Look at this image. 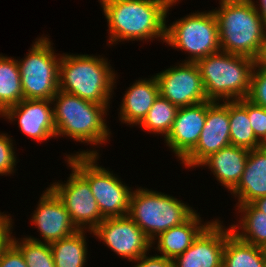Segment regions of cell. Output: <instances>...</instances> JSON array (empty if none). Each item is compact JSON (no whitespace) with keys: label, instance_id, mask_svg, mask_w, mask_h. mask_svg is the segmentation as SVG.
I'll list each match as a JSON object with an SVG mask.
<instances>
[{"label":"cell","instance_id":"1","mask_svg":"<svg viewBox=\"0 0 266 267\" xmlns=\"http://www.w3.org/2000/svg\"><path fill=\"white\" fill-rule=\"evenodd\" d=\"M110 31L109 44L121 40L166 39V15L178 0H100Z\"/></svg>","mask_w":266,"mask_h":267},{"label":"cell","instance_id":"2","mask_svg":"<svg viewBox=\"0 0 266 267\" xmlns=\"http://www.w3.org/2000/svg\"><path fill=\"white\" fill-rule=\"evenodd\" d=\"M221 51L255 59L266 33L263 19L252 0H221L213 10Z\"/></svg>","mask_w":266,"mask_h":267},{"label":"cell","instance_id":"3","mask_svg":"<svg viewBox=\"0 0 266 267\" xmlns=\"http://www.w3.org/2000/svg\"><path fill=\"white\" fill-rule=\"evenodd\" d=\"M59 90L96 104L109 106L115 74L103 57L68 55L59 62Z\"/></svg>","mask_w":266,"mask_h":267},{"label":"cell","instance_id":"4","mask_svg":"<svg viewBox=\"0 0 266 267\" xmlns=\"http://www.w3.org/2000/svg\"><path fill=\"white\" fill-rule=\"evenodd\" d=\"M208 101L248 97L254 59L218 51L196 62Z\"/></svg>","mask_w":266,"mask_h":267},{"label":"cell","instance_id":"5","mask_svg":"<svg viewBox=\"0 0 266 267\" xmlns=\"http://www.w3.org/2000/svg\"><path fill=\"white\" fill-rule=\"evenodd\" d=\"M52 102H55L53 119L56 137L67 135L76 141L93 145L105 143L110 137L103 117L107 114V106L83 100L62 90L57 91Z\"/></svg>","mask_w":266,"mask_h":267},{"label":"cell","instance_id":"6","mask_svg":"<svg viewBox=\"0 0 266 267\" xmlns=\"http://www.w3.org/2000/svg\"><path fill=\"white\" fill-rule=\"evenodd\" d=\"M66 158L69 167H73L89 183L104 219L128 215L132 191L113 173L96 164L97 151H81Z\"/></svg>","mask_w":266,"mask_h":267},{"label":"cell","instance_id":"7","mask_svg":"<svg viewBox=\"0 0 266 267\" xmlns=\"http://www.w3.org/2000/svg\"><path fill=\"white\" fill-rule=\"evenodd\" d=\"M195 212L188 205L170 195L138 188L131 194L128 216L153 244L156 236L183 224Z\"/></svg>","mask_w":266,"mask_h":267},{"label":"cell","instance_id":"8","mask_svg":"<svg viewBox=\"0 0 266 267\" xmlns=\"http://www.w3.org/2000/svg\"><path fill=\"white\" fill-rule=\"evenodd\" d=\"M165 42L188 52L190 59L185 62L191 63L220 51L218 24L213 11L192 13L173 22L166 27Z\"/></svg>","mask_w":266,"mask_h":267},{"label":"cell","instance_id":"9","mask_svg":"<svg viewBox=\"0 0 266 267\" xmlns=\"http://www.w3.org/2000/svg\"><path fill=\"white\" fill-rule=\"evenodd\" d=\"M47 37L39 38L26 58L18 61L24 99L52 100L59 90L60 57Z\"/></svg>","mask_w":266,"mask_h":267},{"label":"cell","instance_id":"10","mask_svg":"<svg viewBox=\"0 0 266 267\" xmlns=\"http://www.w3.org/2000/svg\"><path fill=\"white\" fill-rule=\"evenodd\" d=\"M71 168L72 173L65 184L57 182L51 184L50 188L64 203L77 229L86 228L92 232L104 218L98 209L89 183L73 167Z\"/></svg>","mask_w":266,"mask_h":267},{"label":"cell","instance_id":"11","mask_svg":"<svg viewBox=\"0 0 266 267\" xmlns=\"http://www.w3.org/2000/svg\"><path fill=\"white\" fill-rule=\"evenodd\" d=\"M159 94L178 108L207 101L196 63L184 62L155 75Z\"/></svg>","mask_w":266,"mask_h":267},{"label":"cell","instance_id":"12","mask_svg":"<svg viewBox=\"0 0 266 267\" xmlns=\"http://www.w3.org/2000/svg\"><path fill=\"white\" fill-rule=\"evenodd\" d=\"M91 233L129 261L147 254L152 245V241L128 215L106 218Z\"/></svg>","mask_w":266,"mask_h":267},{"label":"cell","instance_id":"13","mask_svg":"<svg viewBox=\"0 0 266 267\" xmlns=\"http://www.w3.org/2000/svg\"><path fill=\"white\" fill-rule=\"evenodd\" d=\"M207 100L204 127L195 148L182 160L187 167H198L212 153L231 145L229 101L219 104Z\"/></svg>","mask_w":266,"mask_h":267},{"label":"cell","instance_id":"14","mask_svg":"<svg viewBox=\"0 0 266 267\" xmlns=\"http://www.w3.org/2000/svg\"><path fill=\"white\" fill-rule=\"evenodd\" d=\"M212 221L181 255L174 260V267H222L223 249L231 228L224 229Z\"/></svg>","mask_w":266,"mask_h":267},{"label":"cell","instance_id":"15","mask_svg":"<svg viewBox=\"0 0 266 267\" xmlns=\"http://www.w3.org/2000/svg\"><path fill=\"white\" fill-rule=\"evenodd\" d=\"M52 103V100L46 99H23L7 108L1 116L11 121L17 118L25 135L42 142L56 137Z\"/></svg>","mask_w":266,"mask_h":267},{"label":"cell","instance_id":"16","mask_svg":"<svg viewBox=\"0 0 266 267\" xmlns=\"http://www.w3.org/2000/svg\"><path fill=\"white\" fill-rule=\"evenodd\" d=\"M31 220L40 231L44 243L67 238L78 231L64 203L50 187L40 197Z\"/></svg>","mask_w":266,"mask_h":267},{"label":"cell","instance_id":"17","mask_svg":"<svg viewBox=\"0 0 266 267\" xmlns=\"http://www.w3.org/2000/svg\"><path fill=\"white\" fill-rule=\"evenodd\" d=\"M206 114L207 101L178 109L172 129L165 140L179 160L182 161L198 143Z\"/></svg>","mask_w":266,"mask_h":267},{"label":"cell","instance_id":"18","mask_svg":"<svg viewBox=\"0 0 266 267\" xmlns=\"http://www.w3.org/2000/svg\"><path fill=\"white\" fill-rule=\"evenodd\" d=\"M238 196V205L266 196V147L249 150L244 172L231 190Z\"/></svg>","mask_w":266,"mask_h":267},{"label":"cell","instance_id":"19","mask_svg":"<svg viewBox=\"0 0 266 267\" xmlns=\"http://www.w3.org/2000/svg\"><path fill=\"white\" fill-rule=\"evenodd\" d=\"M248 154V149L229 145L212 153L200 166H209L219 183L231 192L244 172Z\"/></svg>","mask_w":266,"mask_h":267},{"label":"cell","instance_id":"20","mask_svg":"<svg viewBox=\"0 0 266 267\" xmlns=\"http://www.w3.org/2000/svg\"><path fill=\"white\" fill-rule=\"evenodd\" d=\"M127 90L120 107V119L129 125H139L159 95L157 79L153 76L149 80H138Z\"/></svg>","mask_w":266,"mask_h":267},{"label":"cell","instance_id":"21","mask_svg":"<svg viewBox=\"0 0 266 267\" xmlns=\"http://www.w3.org/2000/svg\"><path fill=\"white\" fill-rule=\"evenodd\" d=\"M201 218L196 212L183 224L172 227L158 236L157 248L161 252L160 256L174 260L181 255L198 235L211 223L207 222L204 225L201 223Z\"/></svg>","mask_w":266,"mask_h":267},{"label":"cell","instance_id":"22","mask_svg":"<svg viewBox=\"0 0 266 267\" xmlns=\"http://www.w3.org/2000/svg\"><path fill=\"white\" fill-rule=\"evenodd\" d=\"M230 143L248 150L263 144L256 138L248 117V99L229 101Z\"/></svg>","mask_w":266,"mask_h":267},{"label":"cell","instance_id":"23","mask_svg":"<svg viewBox=\"0 0 266 267\" xmlns=\"http://www.w3.org/2000/svg\"><path fill=\"white\" fill-rule=\"evenodd\" d=\"M222 267H266L265 250L240 240L231 232L226 237Z\"/></svg>","mask_w":266,"mask_h":267},{"label":"cell","instance_id":"24","mask_svg":"<svg viewBox=\"0 0 266 267\" xmlns=\"http://www.w3.org/2000/svg\"><path fill=\"white\" fill-rule=\"evenodd\" d=\"M84 230L50 243L55 267H84L87 247ZM84 234V235H83Z\"/></svg>","mask_w":266,"mask_h":267},{"label":"cell","instance_id":"25","mask_svg":"<svg viewBox=\"0 0 266 267\" xmlns=\"http://www.w3.org/2000/svg\"><path fill=\"white\" fill-rule=\"evenodd\" d=\"M243 213L240 227L231 225L230 228L240 240L258 247H266V214L256 209L251 203L237 205ZM242 228V232L238 231Z\"/></svg>","mask_w":266,"mask_h":267},{"label":"cell","instance_id":"26","mask_svg":"<svg viewBox=\"0 0 266 267\" xmlns=\"http://www.w3.org/2000/svg\"><path fill=\"white\" fill-rule=\"evenodd\" d=\"M23 99L17 60L0 54V115Z\"/></svg>","mask_w":266,"mask_h":267},{"label":"cell","instance_id":"27","mask_svg":"<svg viewBox=\"0 0 266 267\" xmlns=\"http://www.w3.org/2000/svg\"><path fill=\"white\" fill-rule=\"evenodd\" d=\"M178 109L177 106L159 94L139 125L146 131L164 134V138H166L172 129Z\"/></svg>","mask_w":266,"mask_h":267},{"label":"cell","instance_id":"28","mask_svg":"<svg viewBox=\"0 0 266 267\" xmlns=\"http://www.w3.org/2000/svg\"><path fill=\"white\" fill-rule=\"evenodd\" d=\"M12 242L22 252L28 267H55L50 243H43L31 236L23 238L21 242L12 238Z\"/></svg>","mask_w":266,"mask_h":267},{"label":"cell","instance_id":"29","mask_svg":"<svg viewBox=\"0 0 266 267\" xmlns=\"http://www.w3.org/2000/svg\"><path fill=\"white\" fill-rule=\"evenodd\" d=\"M247 99L266 108V69L254 66Z\"/></svg>","mask_w":266,"mask_h":267},{"label":"cell","instance_id":"30","mask_svg":"<svg viewBox=\"0 0 266 267\" xmlns=\"http://www.w3.org/2000/svg\"><path fill=\"white\" fill-rule=\"evenodd\" d=\"M248 117L256 138L264 144L266 142V108L248 100Z\"/></svg>","mask_w":266,"mask_h":267},{"label":"cell","instance_id":"31","mask_svg":"<svg viewBox=\"0 0 266 267\" xmlns=\"http://www.w3.org/2000/svg\"><path fill=\"white\" fill-rule=\"evenodd\" d=\"M14 147L12 140L7 134H0V174L7 175L14 171V166L16 165V155L14 152Z\"/></svg>","mask_w":266,"mask_h":267},{"label":"cell","instance_id":"32","mask_svg":"<svg viewBox=\"0 0 266 267\" xmlns=\"http://www.w3.org/2000/svg\"><path fill=\"white\" fill-rule=\"evenodd\" d=\"M0 267H28L22 252L13 242L2 252Z\"/></svg>","mask_w":266,"mask_h":267},{"label":"cell","instance_id":"33","mask_svg":"<svg viewBox=\"0 0 266 267\" xmlns=\"http://www.w3.org/2000/svg\"><path fill=\"white\" fill-rule=\"evenodd\" d=\"M9 217L6 214L0 213V256L4 249L12 242V236H10L12 234V232L10 233L12 219Z\"/></svg>","mask_w":266,"mask_h":267},{"label":"cell","instance_id":"34","mask_svg":"<svg viewBox=\"0 0 266 267\" xmlns=\"http://www.w3.org/2000/svg\"><path fill=\"white\" fill-rule=\"evenodd\" d=\"M135 261H137L138 264L134 267H174L173 260L157 254L152 257H148L145 254Z\"/></svg>","mask_w":266,"mask_h":267},{"label":"cell","instance_id":"35","mask_svg":"<svg viewBox=\"0 0 266 267\" xmlns=\"http://www.w3.org/2000/svg\"><path fill=\"white\" fill-rule=\"evenodd\" d=\"M255 67H260L266 69V33L261 42V46L257 56L254 59Z\"/></svg>","mask_w":266,"mask_h":267},{"label":"cell","instance_id":"36","mask_svg":"<svg viewBox=\"0 0 266 267\" xmlns=\"http://www.w3.org/2000/svg\"><path fill=\"white\" fill-rule=\"evenodd\" d=\"M251 204L256 209L266 214V196L255 199L253 202H251Z\"/></svg>","mask_w":266,"mask_h":267},{"label":"cell","instance_id":"37","mask_svg":"<svg viewBox=\"0 0 266 267\" xmlns=\"http://www.w3.org/2000/svg\"><path fill=\"white\" fill-rule=\"evenodd\" d=\"M259 2H261L260 4V10L258 8V6L256 7L255 3H254V6L255 8L257 9L259 15L261 16V18L263 19V22H264V25L266 27V0H259Z\"/></svg>","mask_w":266,"mask_h":267}]
</instances>
